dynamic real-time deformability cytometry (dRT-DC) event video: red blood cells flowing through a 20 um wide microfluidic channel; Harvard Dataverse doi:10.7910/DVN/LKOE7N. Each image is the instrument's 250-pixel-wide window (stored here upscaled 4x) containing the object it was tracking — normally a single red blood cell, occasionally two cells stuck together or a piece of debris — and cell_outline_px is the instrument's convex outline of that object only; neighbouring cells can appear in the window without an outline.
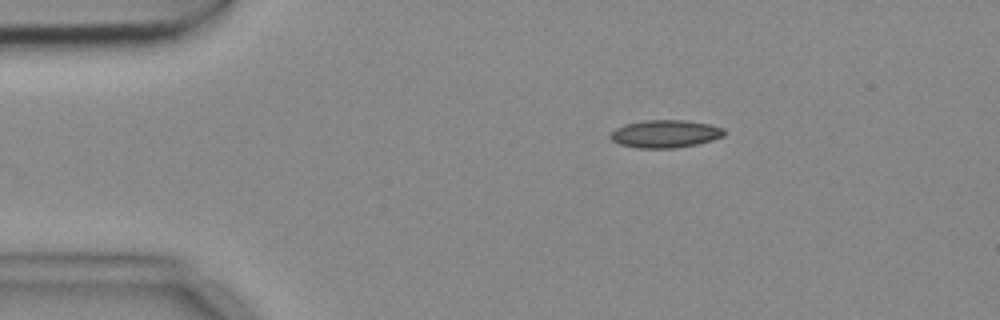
{"species": "common noctule bat (a hibernating species)", "species_latin": "Nyctalus noctula", "temperature_condition": "cold", "stored_images_in_passage": 7, "camera_frame_rate_fps": 3000, "um_per_image_px": 0.085, "animal": {"sex": "female", "body_mass_g": 18.4}, "frame": {"image": 1, "passage_image": 2, "time_ms": 0.333, "image_size_px": [1000, 320], "cell_outline_px": [[724, 136], [712, 140], [696, 144], [676, 148], [636, 148], [620, 144], [612, 140], [608, 136], [616, 128], [624, 124], [644, 120], [688, 120], [708, 124], [724, 128]], "centroid_in_image_um": [56.53, 11.37], "position_along_channel_um": 28.5, "area_um2": 18.44}}
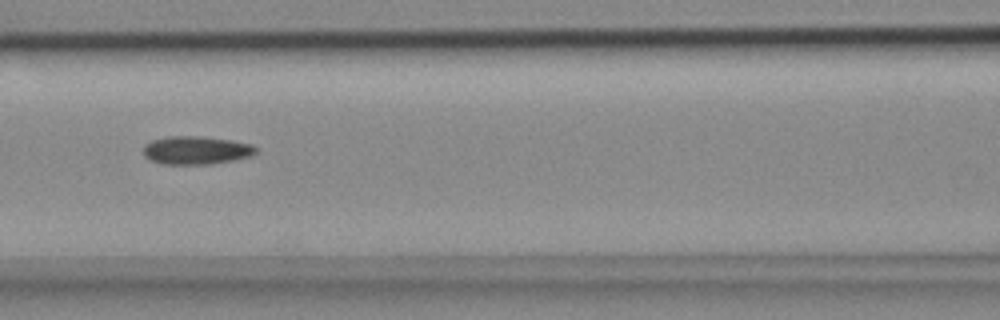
{"frame": {"image": 2, "passage_image": 6, "time_ms": 1.667, "image_size_px": [1000, 320], "cell_outline_px": [[256, 152], [248, 156], [232, 160], [212, 164], [160, 164], [148, 160], [144, 156], [144, 144], [152, 140], [168, 136], [200, 136], [232, 140], [252, 144], [256, 148]], "centroid_in_image_um": [16.62, 12.77], "position_along_channel_um": 150.0, "area_um2": 18.55}}
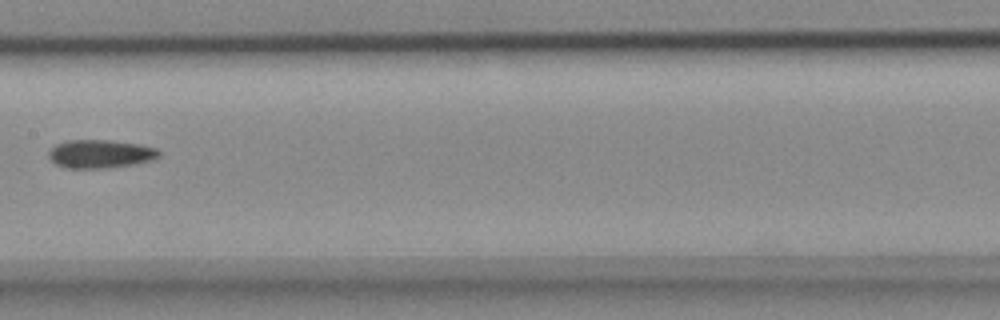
{"frame": {"image": 3, "passage_image": 7, "time_ms": 2.0, "image_size_px": [1000, 320], "cell_outline_px": [[160, 156], [152, 160], [136, 164], [112, 168], [64, 168], [56, 164], [48, 156], [48, 152], [56, 144], [64, 140], [112, 140], [140, 144], [156, 148], [160, 152]], "centroid_in_image_um": [8.54, 13.08], "position_along_channel_um": 198.9, "area_um2": 18.5}}